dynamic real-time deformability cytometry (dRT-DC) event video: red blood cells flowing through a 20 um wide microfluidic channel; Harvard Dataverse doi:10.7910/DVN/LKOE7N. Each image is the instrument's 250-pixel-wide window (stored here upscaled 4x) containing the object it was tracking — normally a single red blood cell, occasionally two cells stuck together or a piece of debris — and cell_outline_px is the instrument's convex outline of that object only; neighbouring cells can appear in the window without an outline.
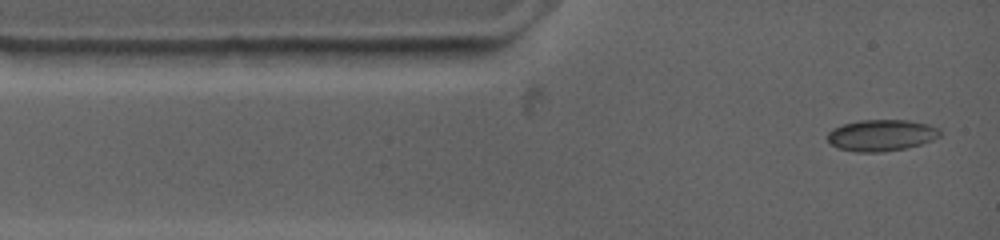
{"species": "common noctule bat (a hibernating species)", "species_latin": "Nyctalus noctula", "temperature_condition": "warm", "stored_images_in_passage": 11, "camera_frame_rate_fps": 4500, "um_per_image_px": 0.085, "animal": {"sex": "female", "body_mass_g": 19.0, "forearm_length_mm": 53.3}, "frame": {"image": 1, "passage_image": 1, "time_ms": 0.0, "image_size_px": [1000, 240], "cell_outline_px": [[940, 136], [932, 140], [920, 144], [904, 148], [884, 152], [856, 152], [836, 148], [828, 144], [828, 132], [832, 128], [844, 124], [860, 120], [908, 120], [928, 124], [940, 128]], "centroid_in_image_um": [74.89, 11.5], "position_along_channel_um": 10.1, "area_um2": 20.75}}
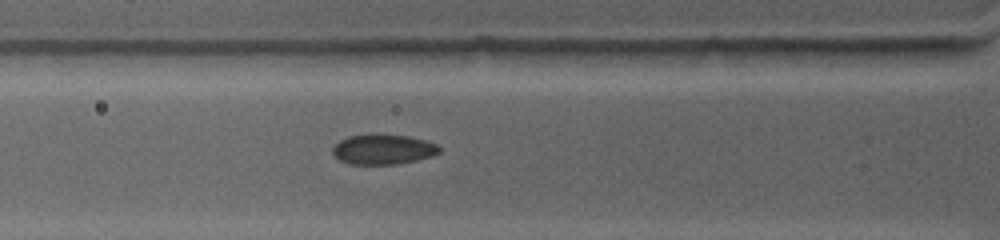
{"frame": {"image": 2, "passage_image": 7, "time_ms": 3.111, "image_size_px": [1000, 240], "cell_outline_px": [[440, 152], [432, 156], [416, 160], [396, 164], [352, 164], [340, 160], [332, 152], [332, 148], [340, 140], [348, 136], [408, 136], [424, 140], [436, 144], [440, 148]], "centroid_in_image_um": [32.58, 12.72], "position_along_channel_um": 93.2, "area_um2": 18.03}}
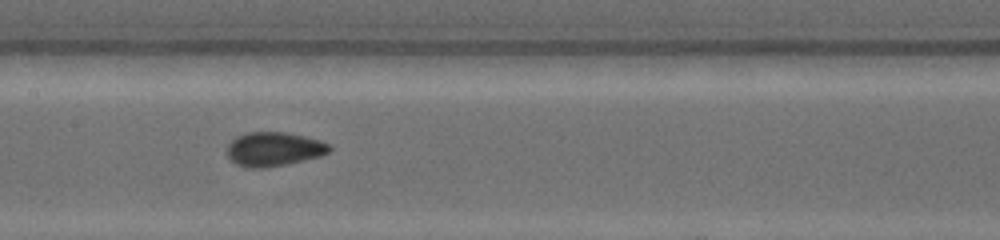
{"frame": {"image": 3, "passage_image": 10, "time_ms": 5.556, "image_size_px": [1000, 240], "cell_outline_px": [[332, 148], [328, 152], [320, 156], [304, 160], [264, 168], [248, 168], [236, 164], [228, 156], [228, 144], [236, 136], [248, 132], [284, 132], [304, 136], [320, 140], [328, 144]], "centroid_in_image_um": [23.27, 12.67], "position_along_channel_um": 184.1, "area_um2": 20.17}}